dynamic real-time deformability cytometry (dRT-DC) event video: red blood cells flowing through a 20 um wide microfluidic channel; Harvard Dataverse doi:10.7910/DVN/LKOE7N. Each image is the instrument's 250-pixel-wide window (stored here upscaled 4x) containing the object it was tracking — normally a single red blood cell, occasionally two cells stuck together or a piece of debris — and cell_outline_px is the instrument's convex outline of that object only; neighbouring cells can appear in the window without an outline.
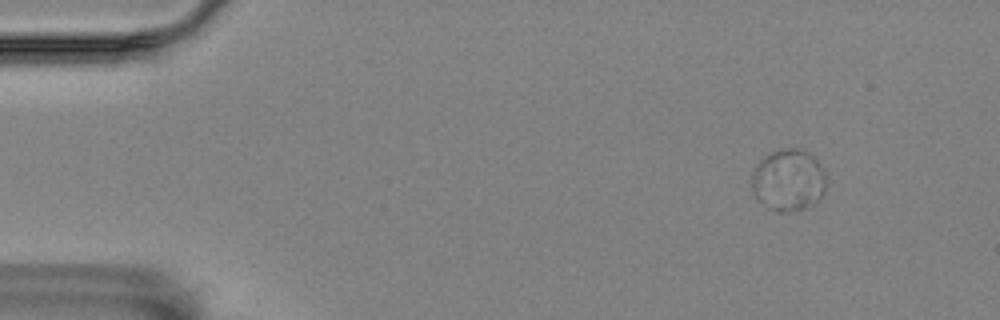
{"species": "Egyptian fruit bat (a non-hibernating species)", "species_latin": "Rousettus aegyptiacus", "temperature_condition": "room temperature", "stored_images_in_passage": 4, "camera_frame_rate_fps": 3000, "um_per_image_px": 0.085, "animal": {"sex": "female"}, "frame": {"image": 1, "passage_image": 1, "time_ms": 0.0, "image_size_px": [1000, 320], "cell_outline_px": [[824, 192], [812, 204], [804, 208], [792, 212], [776, 212], [768, 208], [756, 200], [752, 192], [752, 172], [756, 164], [768, 152], [780, 148], [796, 148], [812, 152], [816, 156], [824, 168]], "centroid_in_image_um": [66.98, 15.28], "position_along_channel_um": 18.0, "area_um2": 27.46}}